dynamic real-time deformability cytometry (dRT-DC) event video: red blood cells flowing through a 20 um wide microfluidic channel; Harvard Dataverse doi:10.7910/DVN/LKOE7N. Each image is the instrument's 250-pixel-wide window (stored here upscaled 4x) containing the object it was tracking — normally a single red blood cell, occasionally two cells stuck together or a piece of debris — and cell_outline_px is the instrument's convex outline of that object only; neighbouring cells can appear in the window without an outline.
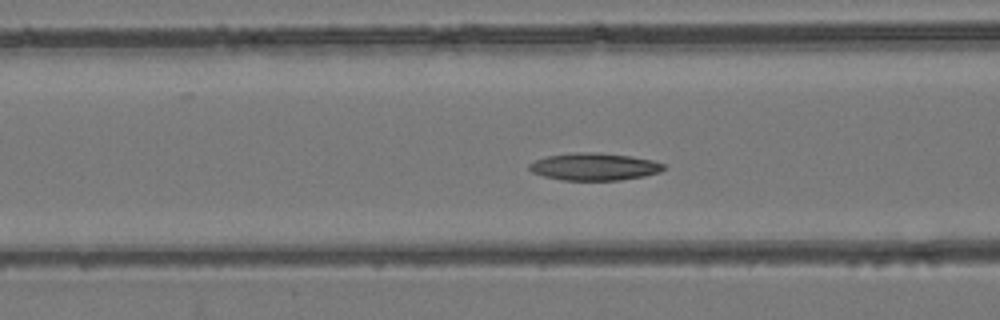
{"species": "common noctule bat (a hibernating species)", "species_latin": "Nyctalus noctula", "temperature_condition": "room temperature", "stored_images_in_passage": 49, "camera_frame_rate_fps": 3000, "um_per_image_px": 0.085, "animal": {"sex": "female", "body_mass_g": 24.6, "forearm_length_mm": 56.2}, "frame": {"image": 1, "passage_image": 20, "time_ms": 6.333, "image_size_px": [1000, 320], "cell_outline_px": [[664, 168], [660, 172], [644, 176], [620, 180], [560, 180], [544, 176], [532, 172], [528, 168], [528, 164], [536, 160], [548, 156], [576, 152], [596, 152], [632, 156], [652, 160], [664, 164]], "centroid_in_image_um": [50.51, 14.17], "position_along_channel_um": 116.1, "area_um2": 21.39}}
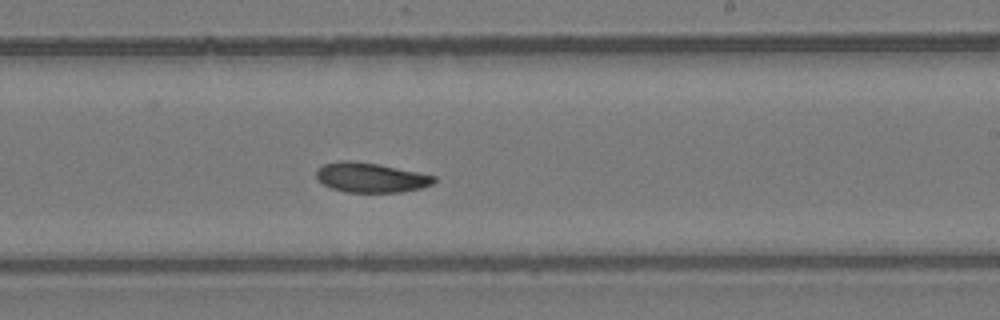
{"frame": {"image": 2, "passage_image": 30, "time_ms": 9.667, "image_size_px": [1000, 320], "cell_outline_px": [[436, 180], [432, 184], [420, 188], [404, 192], [344, 192], [332, 188], [324, 184], [316, 176], [316, 172], [324, 164], [340, 160], [348, 160], [380, 164], [436, 176]], "centroid_in_image_um": [31.54, 15.09], "position_along_channel_um": 257.5, "area_um2": 20.29}}
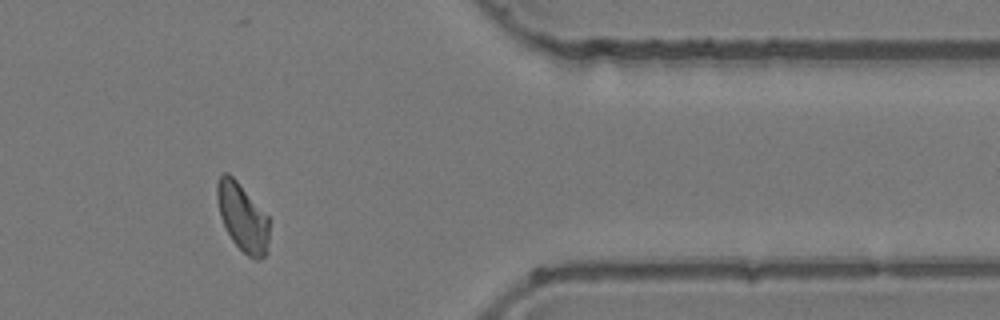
{"frame": {"image": 3, "passage_image": 41, "time_ms": 13.333, "image_size_px": [1000, 320], "cell_outline_px": [[268, 252], [260, 260], [256, 260], [248, 256], [232, 240], [220, 216], [216, 196], [216, 184], [220, 176], [224, 172], [228, 172], [236, 180], [268, 216]], "centroid_in_image_um": [20.61, 18.47], "position_along_channel_um": 390.8, "area_um2": 20.46}}